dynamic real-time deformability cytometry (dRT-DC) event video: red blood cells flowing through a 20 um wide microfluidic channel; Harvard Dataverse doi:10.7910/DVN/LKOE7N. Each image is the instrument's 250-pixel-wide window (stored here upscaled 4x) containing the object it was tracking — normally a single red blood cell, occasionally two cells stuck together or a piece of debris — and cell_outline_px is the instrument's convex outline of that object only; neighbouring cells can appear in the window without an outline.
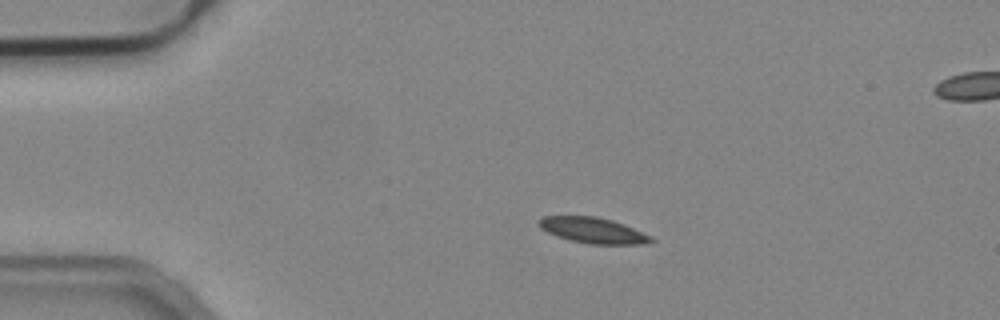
{"species": "common noctule bat (a hibernating species)", "species_latin": "Nyctalus noctula", "temperature_condition": "cold", "stored_images_in_passage": 45, "segment_of_instrument_passage": [1, 2], "camera_frame_rate_fps": 3000, "um_per_image_px": 0.085, "animal": {"sex": "male", "body_mass_g": 19.2, "forearm_length_mm": 51.8}, "frame": {"image": 1, "passage_image": 1, "time_ms": 0.0, "image_size_px": [1000, 320], "cell_outline_px": [[656, 240], [644, 244], [588, 244], [572, 240], [548, 232], [540, 228], [536, 224], [544, 216], [596, 216], [612, 220], [624, 224], [652, 236]], "centroid_in_image_um": [50.44, 19.58], "position_along_channel_um": 34.6, "area_um2": 16.7}}
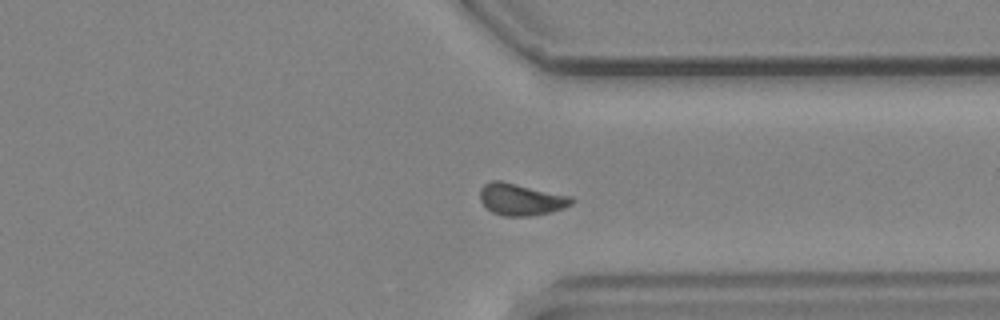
{"frame": {"image": 2, "passage_image": 31, "time_ms": 10.0, "image_size_px": [1000, 320], "cell_outline_px": [[576, 200], [572, 204], [564, 208], [548, 212], [528, 216], [504, 216], [492, 212], [480, 200], [480, 188], [484, 184], [492, 180], [500, 180], [572, 196]], "centroid_in_image_um": [44.29, 16.94], "position_along_channel_um": 367.1, "area_um2": 16.99}}
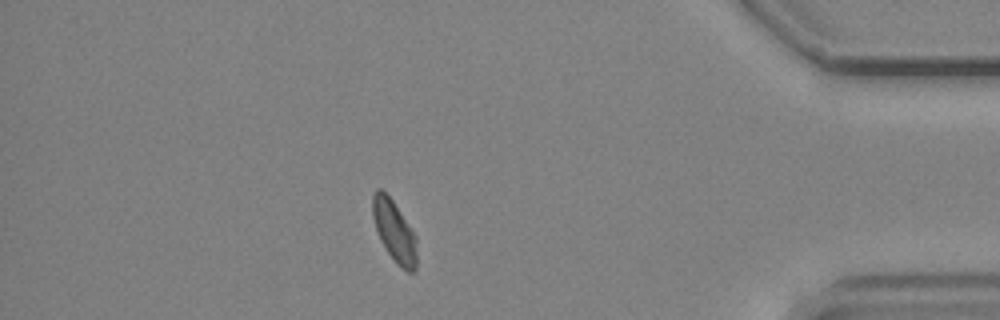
{"frame": {"image": 3, "passage_image": 37, "time_ms": 12.0, "image_size_px": [1000, 320], "cell_outline_px": [[416, 272], [408, 272], [400, 268], [396, 264], [380, 240], [372, 216], [372, 196], [376, 188], [380, 188], [392, 200], [416, 236]], "centroid_in_image_um": [33.51, 19.68], "position_along_channel_um": 401.7, "area_um2": 15.72}}